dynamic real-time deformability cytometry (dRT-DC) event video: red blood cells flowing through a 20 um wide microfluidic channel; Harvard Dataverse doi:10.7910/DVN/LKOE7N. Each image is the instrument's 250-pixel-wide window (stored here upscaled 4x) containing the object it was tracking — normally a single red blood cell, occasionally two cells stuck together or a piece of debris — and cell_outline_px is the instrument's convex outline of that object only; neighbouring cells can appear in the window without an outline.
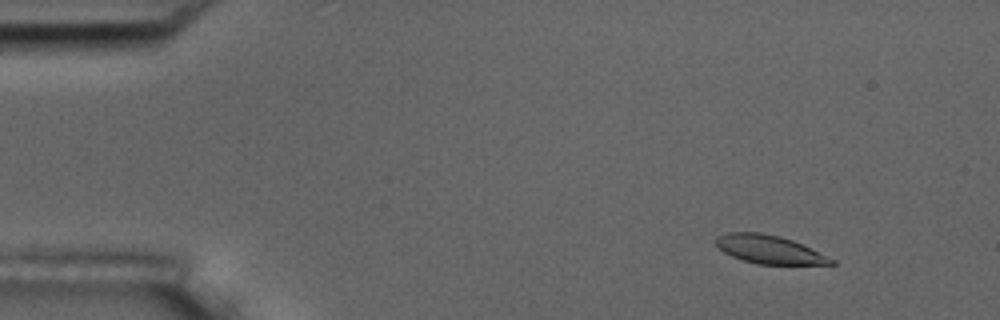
{"species": "common noctule bat (a hibernating species)", "species_latin": "Nyctalus noctula", "temperature_condition": "room temperature", "stored_images_in_passage": 5, "camera_frame_rate_fps": 3000, "um_per_image_px": 0.085, "animal": {"sex": "male", "body_mass_g": 17.5, "forearm_length_mm": 52.3}, "frame": {"image": 1, "passage_image": 2, "time_ms": 1.0, "image_size_px": [1000, 320], "cell_outline_px": [[836, 264], [756, 264], [732, 256], [724, 252], [716, 244], [716, 236], [728, 232], [760, 232], [780, 236], [792, 240], [836, 260]], "centroid_in_image_um": [65.37, 21.19], "position_along_channel_um": 19.6, "area_um2": 18.84}}
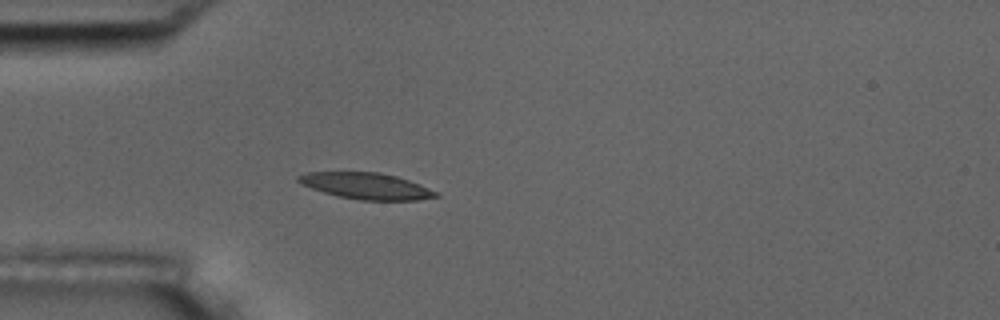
{"frame": {"image": 2, "passage_image": 5, "time_ms": 4.333, "image_size_px": [1000, 320], "cell_outline_px": [[440, 196], [416, 200], [360, 200], [340, 196], [324, 192], [300, 184], [296, 180], [296, 176], [308, 172], [380, 172], [396, 176], [420, 184], [440, 192]], "centroid_in_image_um": [31.15, 15.8], "position_along_channel_um": 53.8, "area_um2": 21.1}}